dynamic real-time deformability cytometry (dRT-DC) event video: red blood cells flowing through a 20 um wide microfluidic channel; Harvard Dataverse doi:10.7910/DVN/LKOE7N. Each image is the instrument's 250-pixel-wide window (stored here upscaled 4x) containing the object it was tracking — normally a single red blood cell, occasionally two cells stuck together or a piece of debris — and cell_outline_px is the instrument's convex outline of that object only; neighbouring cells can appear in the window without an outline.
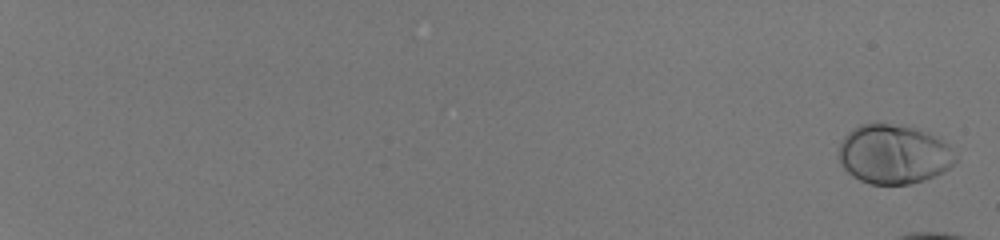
{"species": "human", "species_latin": "Homo sapiens", "temperature_condition": "room temperature", "stored_images_in_passage": 28, "camera_frame_rate_fps": 3000, "um_per_image_px": 0.085, "donor": {"sex": "male"}, "frame": {"image": 1, "passage_image": 2, "time_ms": 0.333, "image_size_px": [1000, 240], "cell_outline_px": [[956, 160], [944, 172], [924, 180], [908, 184], [872, 184], [860, 180], [852, 176], [840, 164], [836, 156], [840, 144], [844, 136], [848, 132], [860, 124], [876, 120], [916, 128], [936, 136], [948, 144], [956, 156]], "centroid_in_image_um": [75.92, 13.08], "position_along_channel_um": 9.1, "area_um2": 40.98}}
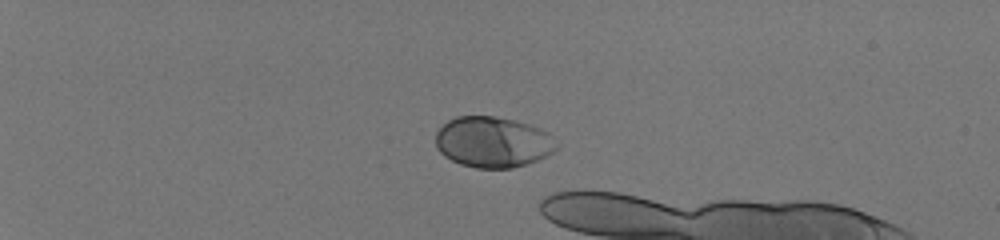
{"frame": {"image": 2, "passage_image": 19, "time_ms": 6.0, "image_size_px": [1000, 240], "cell_outline_px": [[560, 144], [552, 152], [536, 160], [512, 168], [476, 168], [460, 164], [444, 156], [436, 148], [436, 132], [448, 120], [456, 116], [496, 116], [528, 124], [540, 128], [548, 132]], "centroid_in_image_um": [41.88, 12.07], "position_along_channel_um": 43.1, "area_um2": 35.78}}